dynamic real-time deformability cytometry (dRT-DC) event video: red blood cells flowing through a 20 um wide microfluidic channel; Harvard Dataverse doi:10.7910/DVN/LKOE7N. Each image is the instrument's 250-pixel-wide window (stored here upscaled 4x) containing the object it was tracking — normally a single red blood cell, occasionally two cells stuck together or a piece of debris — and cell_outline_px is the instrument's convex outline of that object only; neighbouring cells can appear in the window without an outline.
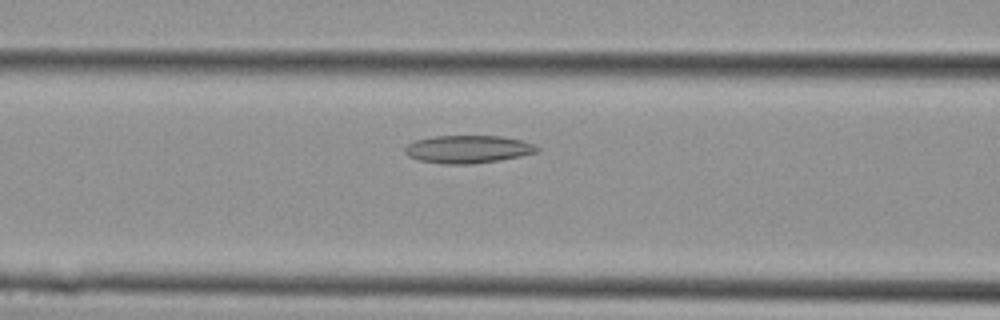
{"species": "Egyptian fruit bat (a non-hibernating species)", "species_latin": "Rousettus aegyptiacus", "temperature_condition": "cold", "stored_images_in_passage": 25, "camera_frame_rate_fps": 3000, "um_per_image_px": 0.085, "animal": {"sex": "female"}, "frame": {"image": 1, "passage_image": 9, "time_ms": 2.667, "image_size_px": [1000, 320], "cell_outline_px": [[540, 148], [536, 152], [520, 156], [500, 160], [472, 164], [444, 164], [420, 160], [408, 156], [404, 152], [404, 148], [408, 144], [416, 140], [432, 136], [500, 136], [520, 140], [532, 144]], "centroid_in_image_um": [39.74, 12.68], "position_along_channel_um": 126.9, "area_um2": 21.27}}
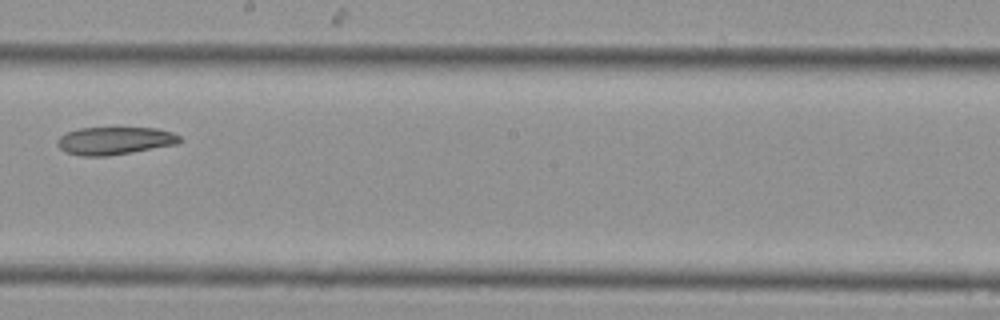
{"frame": {"image": 2, "passage_image": 14, "time_ms": 4.333, "image_size_px": [1000, 320], "cell_outline_px": [[184, 140], [176, 144], [108, 156], [84, 156], [64, 152], [56, 144], [56, 140], [64, 132], [80, 128], [156, 128], [172, 132], [180, 136]], "centroid_in_image_um": [9.71, 11.96], "position_along_channel_um": 238.5, "area_um2": 19.83}}
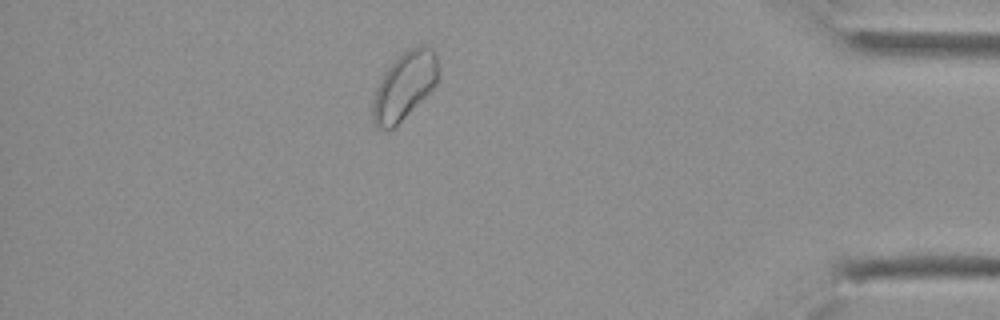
{"frame": {"image": 3, "passage_image": 23, "time_ms": 7.333, "image_size_px": [1000, 320], "cell_outline_px": [[440, 80], [392, 128], [380, 128], [372, 120], [372, 104], [380, 80], [396, 56], [420, 44], [424, 44], [432, 48], [436, 56], [440, 76]], "centroid_in_image_um": [34.4, 7.23], "position_along_channel_um": 400.8, "area_um2": 25.14}}